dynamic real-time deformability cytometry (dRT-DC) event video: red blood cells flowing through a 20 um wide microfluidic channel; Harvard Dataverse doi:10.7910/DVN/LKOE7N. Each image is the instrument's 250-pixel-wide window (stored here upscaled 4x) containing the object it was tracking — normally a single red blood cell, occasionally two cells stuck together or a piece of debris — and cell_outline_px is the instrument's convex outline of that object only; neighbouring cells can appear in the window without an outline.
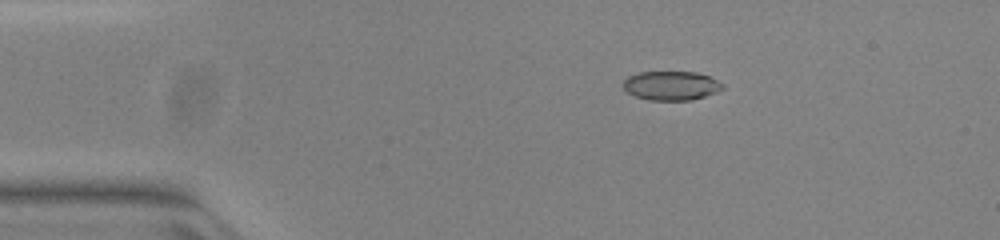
{"species": "common noctule bat (a hibernating species)", "species_latin": "Nyctalus noctula", "temperature_condition": "warm", "stored_images_in_passage": 43, "camera_frame_rate_fps": 3000, "um_per_image_px": 0.085, "animal": {"sex": "female", "body_mass_g": 23.0, "forearm_length_mm": 53.4}, "frame": {"image": 1, "passage_image": 1, "time_ms": 0.0, "image_size_px": [1000, 240], "cell_outline_px": [[724, 88], [716, 92], [692, 100], [648, 100], [636, 96], [628, 92], [620, 84], [628, 76], [640, 72], [696, 72], [708, 76], [724, 84]], "centroid_in_image_um": [57.03, 7.28], "position_along_channel_um": 28.0, "area_um2": 16.82}}
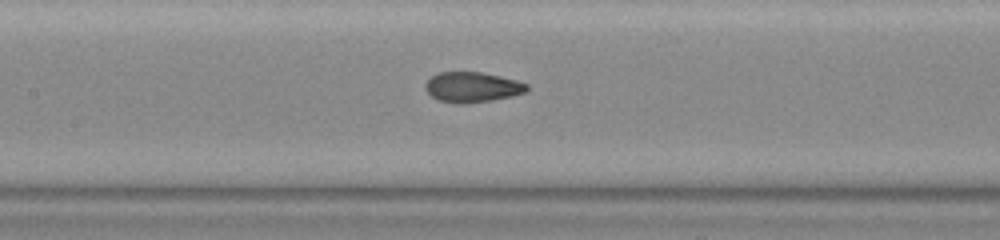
{"frame": {"image": 2, "passage_image": 16, "time_ms": 5.0, "image_size_px": [1000, 240], "cell_outline_px": [[528, 88], [524, 92], [512, 96], [492, 100], [468, 104], [456, 104], [440, 100], [432, 96], [424, 88], [424, 84], [432, 76], [440, 72], [480, 72], [516, 80], [528, 84]], "centroid_in_image_um": [40.12, 7.42], "position_along_channel_um": 167.3, "area_um2": 17.8}}
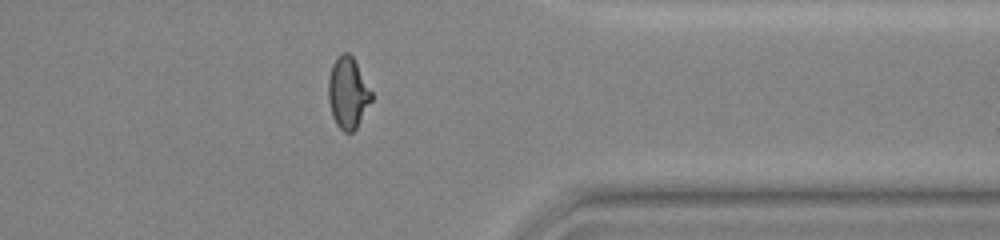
{"frame": {"image": 3, "passage_image": 33, "time_ms": 10.667, "image_size_px": [1000, 240], "cell_outline_px": [[372, 100], [356, 128], [352, 132], [344, 132], [336, 124], [332, 116], [328, 100], [328, 80], [332, 64], [344, 52], [348, 52], [352, 56], [372, 92]], "centroid_in_image_um": [29.56, 7.92], "position_along_channel_um": 381.8, "area_um2": 17.69}, "authors_computed_cell_mechanics": {"area_um2": 17.918, "velocity_mm_per_s": 3.99, "shape_relaxation_time_tau1_ms": null, "shape_relaxation_time_tau2_ms": 0.8448, "deformation_change_tau1": null, "deformation_change_tau2": 0.0509}}